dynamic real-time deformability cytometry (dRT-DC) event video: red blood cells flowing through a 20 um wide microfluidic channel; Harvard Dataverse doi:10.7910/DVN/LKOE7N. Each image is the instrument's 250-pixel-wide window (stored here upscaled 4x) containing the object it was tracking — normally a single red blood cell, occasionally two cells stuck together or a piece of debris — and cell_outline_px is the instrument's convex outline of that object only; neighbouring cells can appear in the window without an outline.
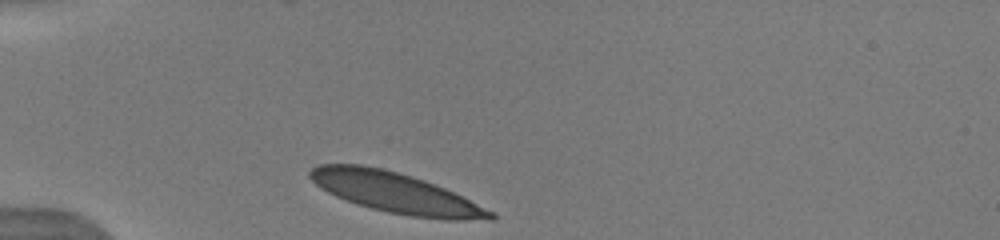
{"species": "human", "species_latin": "Homo sapiens", "temperature_condition": "warm", "stored_images_in_passage": 3, "camera_frame_rate_fps": 3000, "um_per_image_px": 0.085, "donor": {"sex": "male"}, "frame": {"image": 1, "passage_image": 1, "time_ms": 0.0, "image_size_px": [1000, 240], "cell_outline_px": [[496, 220], [448, 220], [412, 216], [388, 212], [372, 208], [336, 196], [320, 188], [308, 176], [308, 172], [312, 168], [320, 164], [360, 164], [380, 168], [412, 176], [424, 180], [444, 188], [496, 212]], "centroid_in_image_um": [33.67, 16.39], "position_along_channel_um": 51.3, "area_um2": 42.08}}
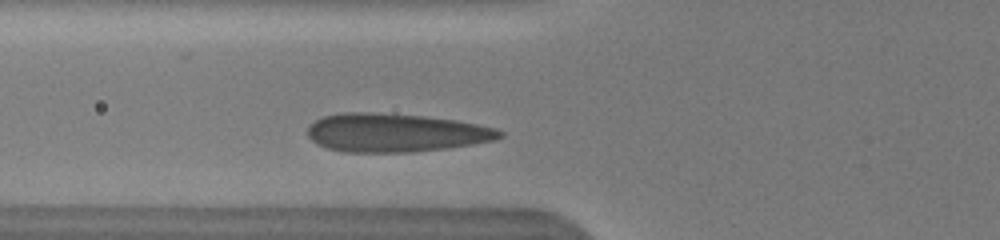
{"frame": {"image": 2, "passage_image": 3, "time_ms": 1.667, "image_size_px": [1000, 240], "cell_outline_px": [[504, 136], [496, 140], [472, 144], [444, 148], [412, 152], [348, 152], [328, 148], [316, 144], [308, 136], [308, 128], [316, 120], [324, 116], [344, 112], [372, 112], [424, 116], [456, 120], [496, 128], [504, 132]], "centroid_in_image_um": [33.64, 11.28], "position_along_channel_um": 92.2, "area_um2": 42.95}}